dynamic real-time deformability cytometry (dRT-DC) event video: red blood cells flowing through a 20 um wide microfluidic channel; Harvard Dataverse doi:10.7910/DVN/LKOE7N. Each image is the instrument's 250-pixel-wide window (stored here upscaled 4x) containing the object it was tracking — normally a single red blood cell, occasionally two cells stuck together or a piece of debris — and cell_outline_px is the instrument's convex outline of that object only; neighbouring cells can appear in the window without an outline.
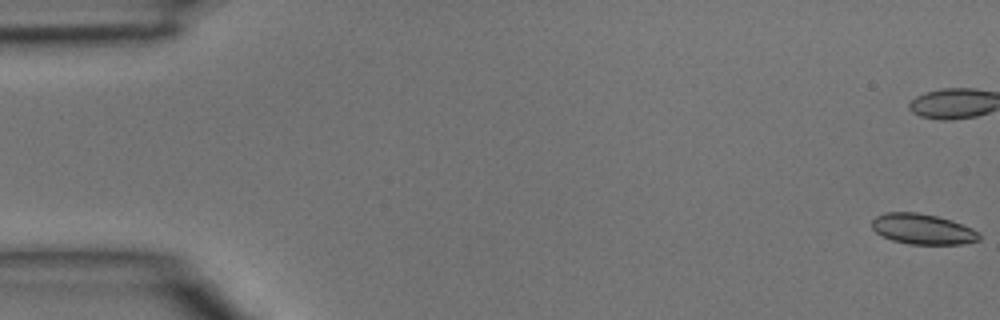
{"species": "common noctule bat (a hibernating species)", "species_latin": "Nyctalus noctula", "temperature_condition": "room temperature", "stored_images_in_passage": 18, "camera_frame_rate_fps": 3000, "um_per_image_px": 0.085, "animal": {"sex": "male", "body_mass_g": 15.6}, "frame": {"image": 1, "passage_image": 1, "time_ms": 0.0, "image_size_px": [1000, 320], "cell_outline_px": [[980, 240], [960, 244], [908, 244], [892, 240], [880, 236], [872, 228], [872, 220], [876, 216], [884, 212], [916, 212], [936, 216], [952, 220], [972, 228], [980, 232]], "centroid_in_image_um": [78.41, 19.47], "position_along_channel_um": 6.6, "area_um2": 19.19}}